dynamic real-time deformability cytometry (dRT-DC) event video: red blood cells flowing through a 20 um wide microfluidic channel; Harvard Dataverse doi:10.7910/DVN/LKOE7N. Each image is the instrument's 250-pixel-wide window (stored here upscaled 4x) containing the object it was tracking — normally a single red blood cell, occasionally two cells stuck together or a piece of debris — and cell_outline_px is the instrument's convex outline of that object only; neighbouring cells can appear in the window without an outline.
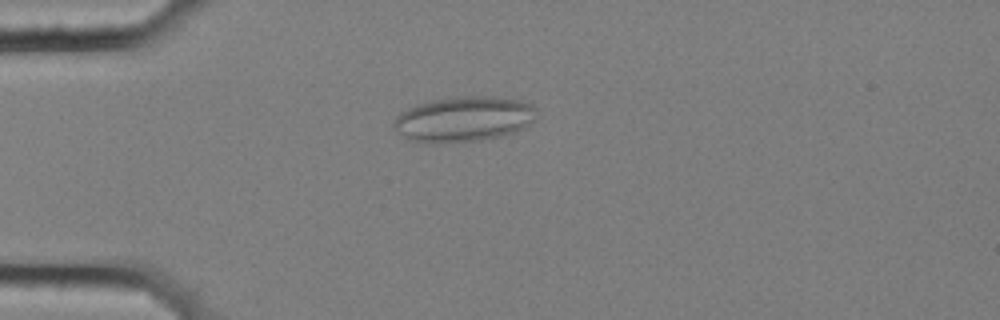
{"species": "common noctule bat (a hibernating species)", "species_latin": "Nyctalus noctula", "temperature_condition": "cold", "stored_images_in_passage": 57, "camera_frame_rate_fps": 3000, "um_per_image_px": 0.085, "animal": {"sex": "female", "body_mass_g": 25.1}, "frame": {"image": 1, "passage_image": 15, "time_ms": 4.667, "image_size_px": [1000, 320], "cell_outline_px": [[536, 120], [524, 128], [516, 132], [500, 136], [480, 140], [444, 144], [428, 144], [408, 140], [392, 128], [392, 124], [396, 116], [400, 112], [416, 104], [436, 100], [460, 96], [500, 96], [520, 100], [532, 104], [536, 108]], "centroid_in_image_um": [39.41, 10.14], "position_along_channel_um": 45.6, "area_um2": 38.49}}
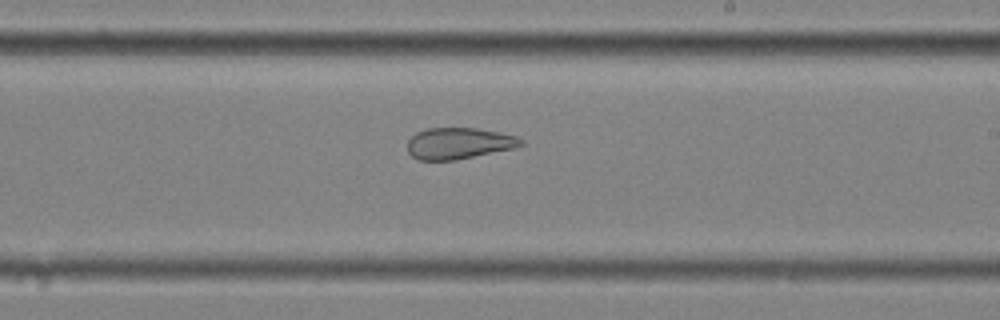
{"frame": {"image": 2, "passage_image": 34, "time_ms": 11.0, "image_size_px": [1000, 320], "cell_outline_px": [[524, 144], [512, 148], [456, 160], [420, 160], [412, 156], [408, 152], [408, 140], [416, 132], [428, 128], [476, 128], [516, 136], [524, 140]], "centroid_in_image_um": [38.97, 12.18], "position_along_channel_um": 250.0, "area_um2": 20.52}}
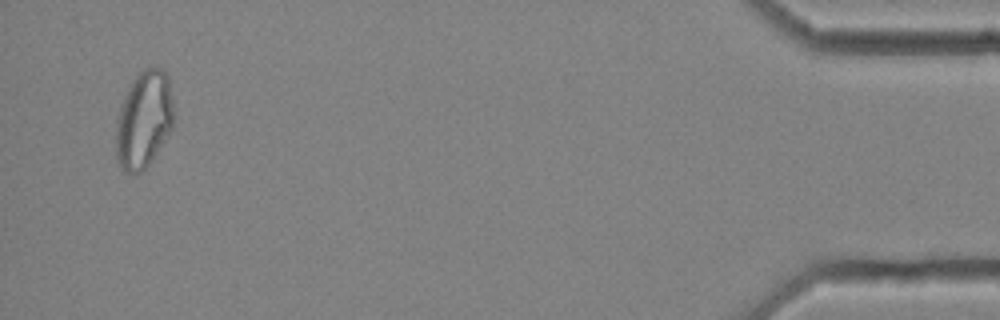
{"frame": {"image": 3, "passage_image": 55, "time_ms": 18.0, "image_size_px": [1000, 320], "cell_outline_px": [[172, 128], [148, 164], [136, 176], [132, 176], [124, 172], [116, 156], [116, 120], [124, 96], [132, 80], [144, 68], [160, 68], [168, 76], [172, 100]], "centroid_in_image_um": [12.2, 10.19], "position_along_channel_um": 423.0, "area_um2": 32.37}, "authors_computed_cell_mechanics": {"area_um2": 29.7092, "velocity_mm_per_s": 3.5676, "shape_relaxation_time_tau1_ms": null, "shape_relaxation_time_tau2_ms": 1.4819, "deformation_change_tau1": null, "deformation_change_tau2": 0.0909}}